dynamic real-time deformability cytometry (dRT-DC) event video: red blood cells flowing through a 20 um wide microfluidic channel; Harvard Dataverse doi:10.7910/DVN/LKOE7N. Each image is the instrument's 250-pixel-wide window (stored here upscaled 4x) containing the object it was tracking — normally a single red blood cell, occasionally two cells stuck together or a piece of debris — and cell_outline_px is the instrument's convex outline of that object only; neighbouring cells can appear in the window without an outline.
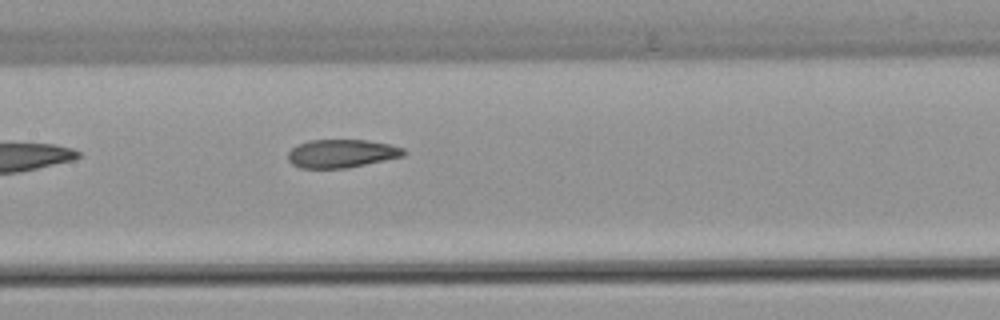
{"species": "common noctule bat (a hibernating species)", "species_latin": "Nyctalus noctula", "temperature_condition": "warm", "stored_images_in_passage": 6, "camera_frame_rate_fps": 3000, "um_per_image_px": 0.085, "animal": {"sex": "female", "body_mass_g": 22.7, "forearm_length_mm": 54.2}, "frame": {"image": 1, "passage_image": 6, "time_ms": 1.667, "image_size_px": [1000, 320], "cell_outline_px": [[404, 156], [348, 168], [300, 168], [292, 164], [288, 160], [288, 152], [296, 144], [308, 140], [368, 140], [388, 144], [404, 148]], "centroid_in_image_um": [29.0, 13.05], "position_along_channel_um": 178.4, "area_um2": 19.13}}